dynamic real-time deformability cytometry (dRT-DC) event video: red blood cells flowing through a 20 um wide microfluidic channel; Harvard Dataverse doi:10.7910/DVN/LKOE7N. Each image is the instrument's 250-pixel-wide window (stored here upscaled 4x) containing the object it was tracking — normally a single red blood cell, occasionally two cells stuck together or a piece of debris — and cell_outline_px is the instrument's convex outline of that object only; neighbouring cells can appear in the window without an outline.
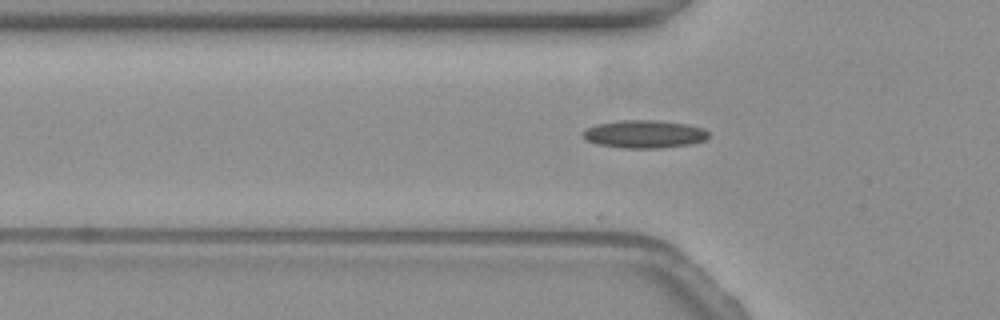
{"species": "common noctule bat (a hibernating species)", "species_latin": "Nyctalus noctula", "temperature_condition": "warm", "stored_images_in_passage": 5, "camera_frame_rate_fps": 3000, "um_per_image_px": 0.085, "animal": {"sex": "female", "body_mass_g": 19.3, "forearm_length_mm": 54.1}, "frame": {"image": 1, "passage_image": 2, "time_ms": 0.333, "image_size_px": [1000, 320], "cell_outline_px": [[708, 140], [692, 144], [660, 148], [624, 148], [596, 144], [588, 140], [584, 136], [584, 132], [588, 128], [600, 124], [620, 120], [656, 120], [688, 124], [704, 128], [708, 132]], "centroid_in_image_um": [54.86, 11.4], "position_along_channel_um": 70.9, "area_um2": 20.35}}